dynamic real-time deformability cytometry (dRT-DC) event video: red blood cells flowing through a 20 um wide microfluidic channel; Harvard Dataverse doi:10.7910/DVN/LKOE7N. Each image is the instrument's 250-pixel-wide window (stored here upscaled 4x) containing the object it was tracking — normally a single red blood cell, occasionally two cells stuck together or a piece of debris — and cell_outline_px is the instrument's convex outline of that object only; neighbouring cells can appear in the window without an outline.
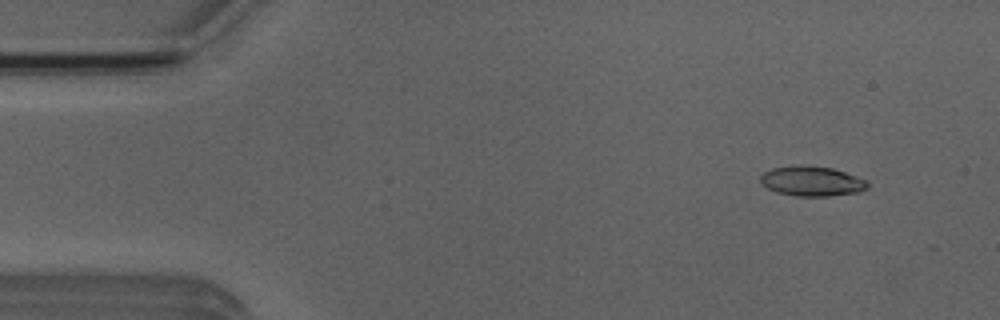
{"species": "Egyptian fruit bat (a non-hibernating species)", "species_latin": "Rousettus aegyptiacus", "temperature_condition": "room temperature", "stored_images_in_passage": 10, "camera_frame_rate_fps": 3000, "um_per_image_px": 0.085, "animal": {"sex": "male"}, "frame": {"image": 1, "passage_image": 2, "time_ms": 1.333, "image_size_px": [1000, 320], "cell_outline_px": [[868, 188], [860, 192], [828, 196], [796, 196], [776, 192], [760, 184], [760, 176], [764, 172], [772, 168], [832, 168], [868, 180]], "centroid_in_image_um": [69.04, 15.45], "position_along_channel_um": 16.0, "area_um2": 17.98}}
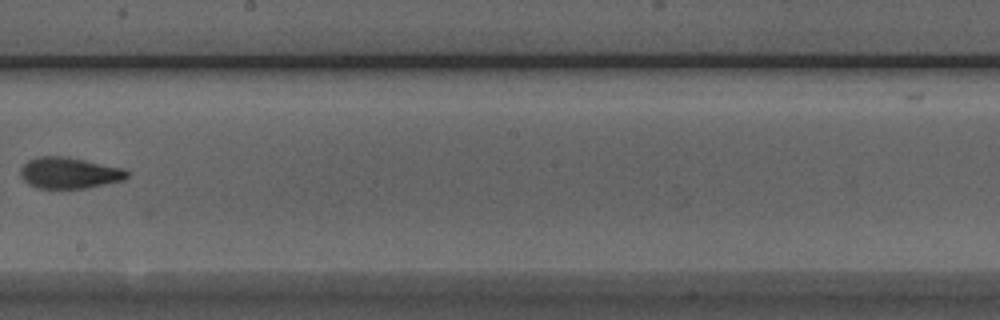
{"frame": {"image": 2, "passage_image": 9, "time_ms": 9.333, "image_size_px": [1000, 320], "cell_outline_px": [[128, 176], [124, 180], [84, 188], [36, 188], [28, 184], [24, 180], [20, 172], [20, 168], [28, 160], [40, 156], [68, 156], [124, 168], [128, 172]], "centroid_in_image_um": [5.89, 14.68], "position_along_channel_um": 242.3, "area_um2": 19.42}}
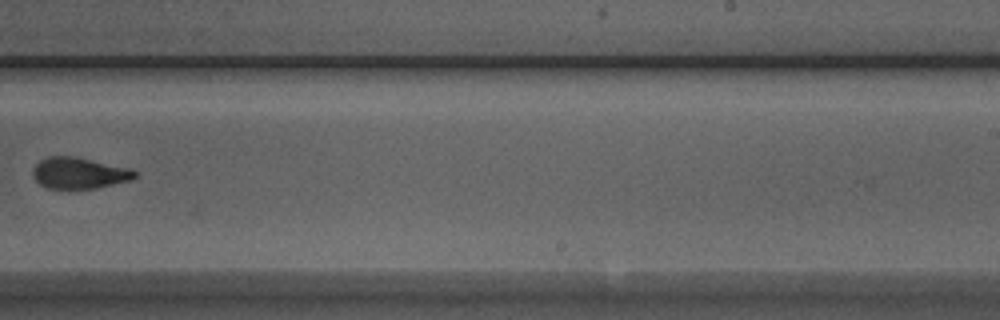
{"frame": {"image": 3, "passage_image": 10, "time_ms": 10.333, "image_size_px": [1000, 320], "cell_outline_px": [[136, 176], [132, 180], [96, 188], [48, 188], [40, 184], [32, 176], [32, 168], [40, 160], [48, 156], [76, 156], [132, 168], [136, 172]], "centroid_in_image_um": [6.74, 14.69], "position_along_channel_um": 282.3, "area_um2": 18.73}}